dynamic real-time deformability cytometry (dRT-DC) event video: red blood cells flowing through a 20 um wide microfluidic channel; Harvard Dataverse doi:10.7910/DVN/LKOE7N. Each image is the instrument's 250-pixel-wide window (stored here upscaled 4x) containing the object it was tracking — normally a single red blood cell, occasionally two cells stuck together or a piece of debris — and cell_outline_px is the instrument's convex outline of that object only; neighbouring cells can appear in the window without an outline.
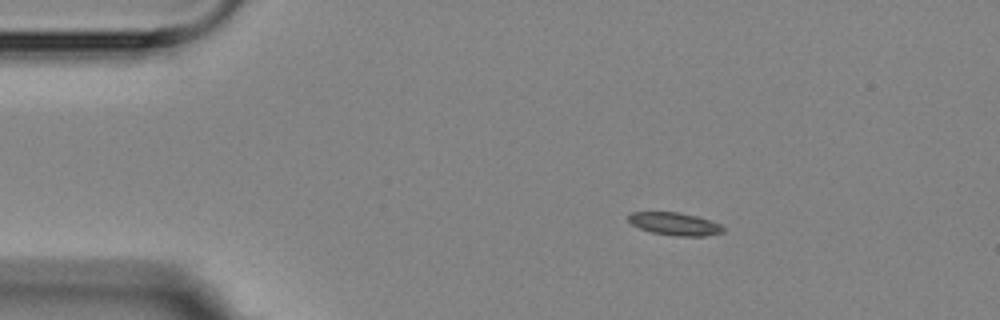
{"species": "Egyptian fruit bat (a non-hibernating species)", "species_latin": "Rousettus aegyptiacus", "temperature_condition": "room temperature", "stored_images_in_passage": 4, "camera_frame_rate_fps": 3000, "um_per_image_px": 0.085, "animal": {"sex": "female"}, "frame": {"image": 1, "passage_image": 1, "time_ms": 0.0, "image_size_px": [1000, 320], "cell_outline_px": [[724, 232], [704, 236], [676, 236], [652, 232], [640, 228], [632, 224], [628, 220], [628, 216], [632, 212], [680, 212], [696, 216], [720, 224], [724, 228]], "centroid_in_image_um": [57.36, 19.03], "position_along_channel_um": 27.6, "area_um2": 12.43}}
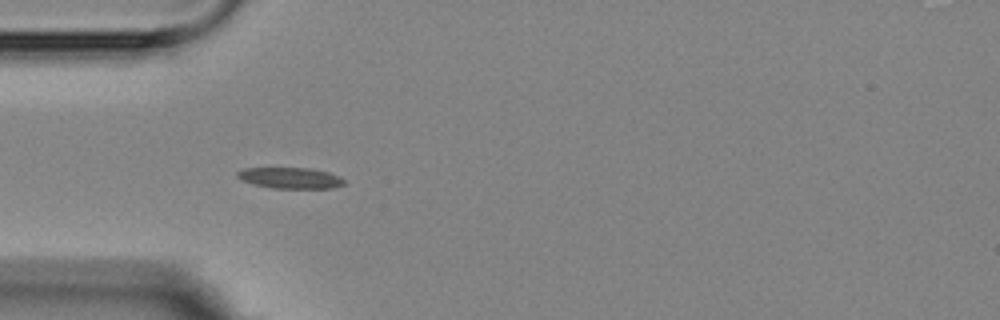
{"frame": {"image": 2, "passage_image": 3, "time_ms": 2.333, "image_size_px": [1000, 320], "cell_outline_px": [[344, 184], [332, 188], [272, 188], [252, 184], [240, 180], [236, 176], [236, 172], [244, 168], [308, 168], [328, 172], [344, 180]], "centroid_in_image_um": [24.6, 15.13], "position_along_channel_um": 60.4, "area_um2": 13.01}}
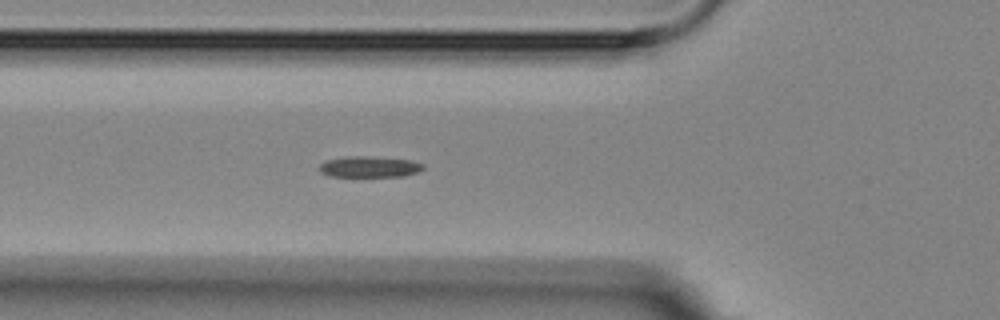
{"frame": {"image": 3, "passage_image": 4, "time_ms": 3.333, "image_size_px": [1000, 320], "cell_outline_px": [[424, 168], [416, 172], [404, 176], [332, 176], [320, 172], [320, 164], [324, 160], [348, 156], [368, 156], [408, 160], [424, 164]], "centroid_in_image_um": [31.37, 14.17], "position_along_channel_um": 94.4, "area_um2": 12.54}}